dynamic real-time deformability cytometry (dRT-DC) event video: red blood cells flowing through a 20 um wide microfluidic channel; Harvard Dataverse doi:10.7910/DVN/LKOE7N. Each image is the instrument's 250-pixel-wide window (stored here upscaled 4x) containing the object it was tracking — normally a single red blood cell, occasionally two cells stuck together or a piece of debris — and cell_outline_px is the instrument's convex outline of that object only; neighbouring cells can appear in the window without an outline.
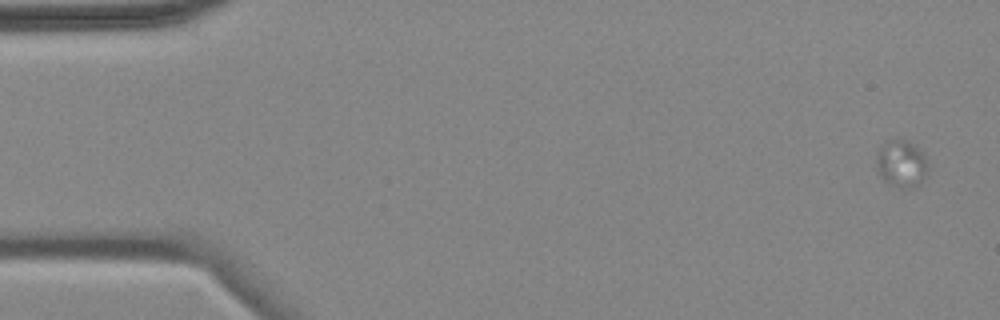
{"species": "common noctule bat (a hibernating species)", "species_latin": "Nyctalus noctula", "temperature_condition": "cold", "stored_images_in_passage": 4, "camera_frame_rate_fps": 3000, "um_per_image_px": 0.085, "animal": {"sex": "female", "body_mass_g": 18.4}, "frame": {"image": 1, "passage_image": 1, "time_ms": 0.0, "image_size_px": [1000, 320], "cell_outline_px": [[928, 168], [920, 184], [900, 188], [888, 184], [880, 176], [876, 168], [876, 156], [880, 148], [888, 140], [896, 136], [908, 140], [924, 152]], "centroid_in_image_um": [76.6, 13.86], "position_along_channel_um": 8.4, "area_um2": 14.39}}